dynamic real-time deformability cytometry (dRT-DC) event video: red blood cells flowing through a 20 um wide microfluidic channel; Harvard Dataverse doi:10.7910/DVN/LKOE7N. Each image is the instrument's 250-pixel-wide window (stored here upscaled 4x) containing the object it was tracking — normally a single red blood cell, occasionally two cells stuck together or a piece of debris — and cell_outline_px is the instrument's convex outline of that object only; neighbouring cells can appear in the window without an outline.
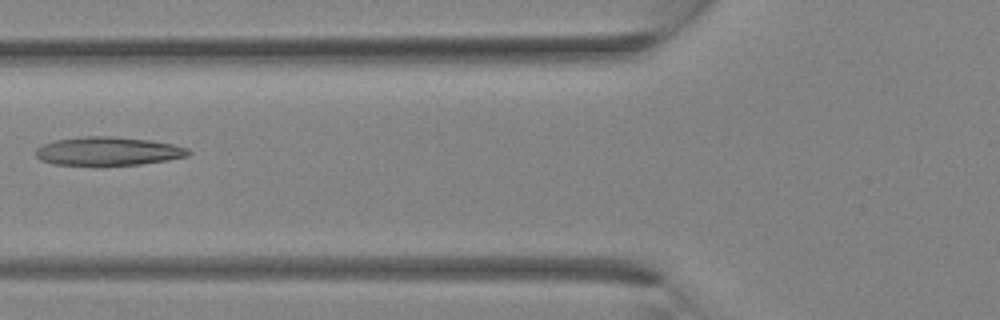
{"species": "Egyptian fruit bat (a non-hibernating species)", "species_latin": "Rousettus aegyptiacus", "temperature_condition": "room temperature", "stored_images_in_passage": 18, "camera_frame_rate_fps": 3000, "um_per_image_px": 0.085, "animal": {"sex": "female"}, "frame": {"image": 1, "passage_image": 6, "time_ms": 1.667, "image_size_px": [1000, 320], "cell_outline_px": [[192, 152], [188, 156], [168, 160], [140, 164], [52, 164], [40, 160], [36, 156], [36, 148], [44, 144], [56, 140], [84, 136], [112, 136], [148, 140], [172, 144], [188, 148]], "centroid_in_image_um": [9.2, 12.84], "position_along_channel_um": 116.6, "area_um2": 25.03}}
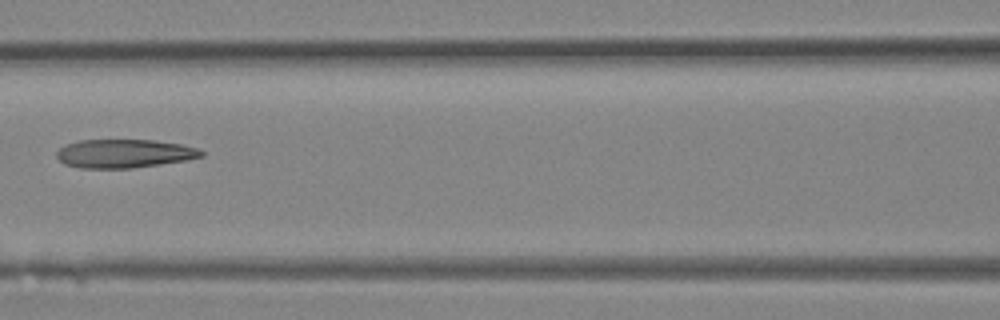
{"frame": {"image": 2, "passage_image": 8, "time_ms": 2.333, "image_size_px": [1000, 320], "cell_outline_px": [[204, 156], [188, 160], [132, 168], [80, 168], [64, 164], [56, 156], [56, 152], [64, 144], [80, 140], [152, 140], [184, 144], [196, 148], [204, 152]], "centroid_in_image_um": [10.56, 13.05], "position_along_channel_um": 156.0, "area_um2": 24.22}}
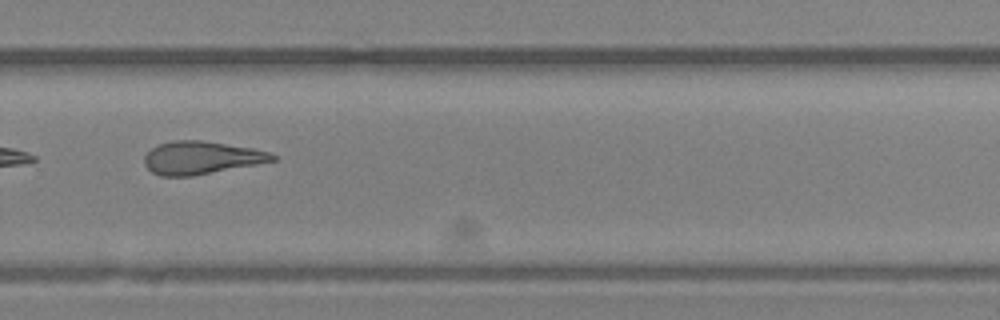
{"frame": {"image": 3, "passage_image": 16, "time_ms": 5.0, "image_size_px": [1000, 320], "cell_outline_px": [[280, 156], [276, 160], [256, 164], [192, 176], [160, 176], [152, 172], [144, 164], [144, 156], [156, 144], [172, 140], [200, 140], [252, 148], [268, 152]], "centroid_in_image_um": [17.08, 13.4], "position_along_channel_um": 312.7, "area_um2": 24.51}}